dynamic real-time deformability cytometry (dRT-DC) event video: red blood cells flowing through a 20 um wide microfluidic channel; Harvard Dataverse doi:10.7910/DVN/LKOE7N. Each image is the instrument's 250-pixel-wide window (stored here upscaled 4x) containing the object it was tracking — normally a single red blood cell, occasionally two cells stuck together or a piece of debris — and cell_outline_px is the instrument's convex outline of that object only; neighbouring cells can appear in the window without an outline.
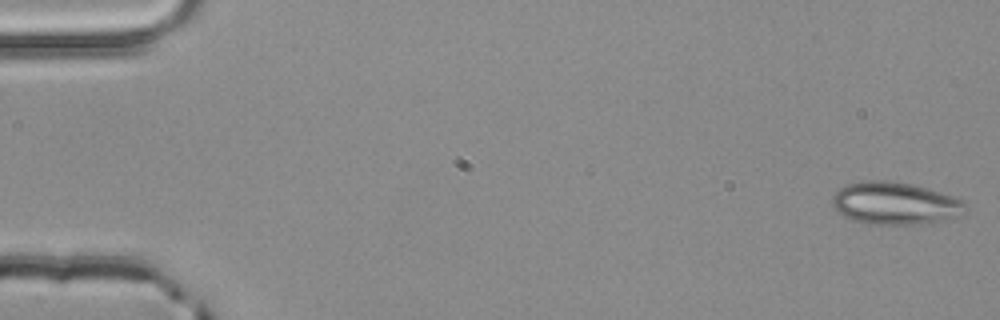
{"species": "common noctule bat (a hibernating species)", "species_latin": "Nyctalus noctula", "temperature_condition": "room temperature", "stored_images_in_passage": 4, "camera_frame_rate_fps": 3000, "um_per_image_px": 0.085, "animal": {"sex": "male", "body_mass_g": 20.4}, "frame": {"image": 1, "passage_image": 1, "time_ms": 0.0, "image_size_px": [1000, 320], "cell_outline_px": [[968, 204], [960, 216], [944, 220], [920, 224], [868, 224], [852, 220], [836, 212], [832, 204], [832, 196], [844, 184], [864, 180], [888, 180], [912, 184], [928, 188], [952, 196]], "centroid_in_image_um": [76.04, 17.28], "position_along_channel_um": 9.0, "area_um2": 33.18}}